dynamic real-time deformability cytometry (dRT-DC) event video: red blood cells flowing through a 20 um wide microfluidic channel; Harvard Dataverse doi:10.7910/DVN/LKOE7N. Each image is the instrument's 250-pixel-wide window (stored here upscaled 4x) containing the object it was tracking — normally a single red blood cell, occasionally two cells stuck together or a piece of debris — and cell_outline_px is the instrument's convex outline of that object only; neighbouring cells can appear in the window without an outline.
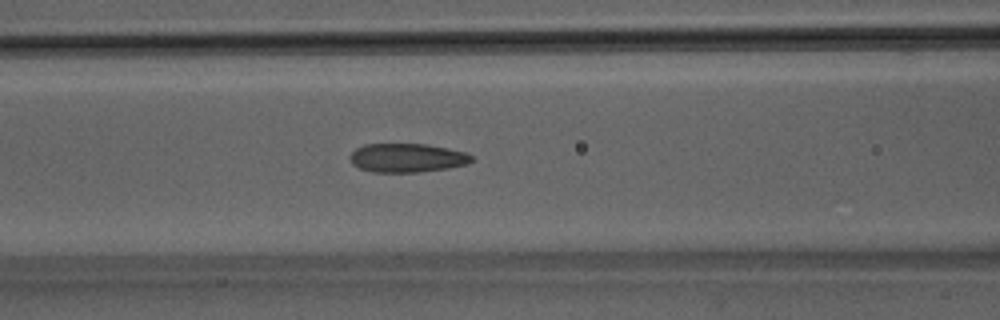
{"species": "Egyptian fruit bat (a non-hibernating species)", "species_latin": "Rousettus aegyptiacus", "temperature_condition": "room temperature", "stored_images_in_passage": 48, "camera_frame_rate_fps": 3000, "um_per_image_px": 0.085, "animal": {"sex": "male"}, "frame": {"image": 1, "passage_image": 21, "time_ms": 6.667, "image_size_px": [1000, 320], "cell_outline_px": [[472, 160], [468, 164], [448, 168], [420, 172], [372, 172], [360, 168], [352, 164], [348, 156], [356, 148], [364, 144], [428, 144], [468, 152], [472, 156]], "centroid_in_image_um": [34.6, 13.41], "position_along_channel_um": 132.0, "area_um2": 20.63}}
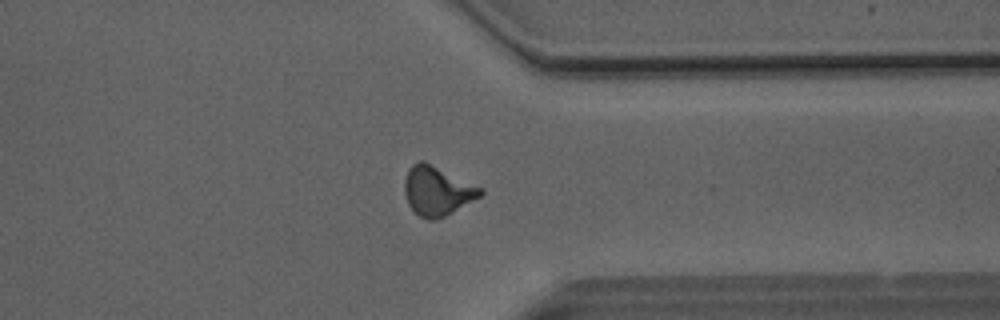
{"frame": {"image": 2, "passage_image": 39, "time_ms": 12.667, "image_size_px": [1000, 320], "cell_outline_px": [[484, 192], [480, 196], [452, 212], [436, 220], [428, 220], [420, 216], [408, 204], [404, 192], [404, 180], [408, 168], [412, 164], [420, 160], [424, 160], [484, 188]], "centroid_in_image_um": [37.15, 16.2], "position_along_channel_um": 374.2, "area_um2": 21.85}}
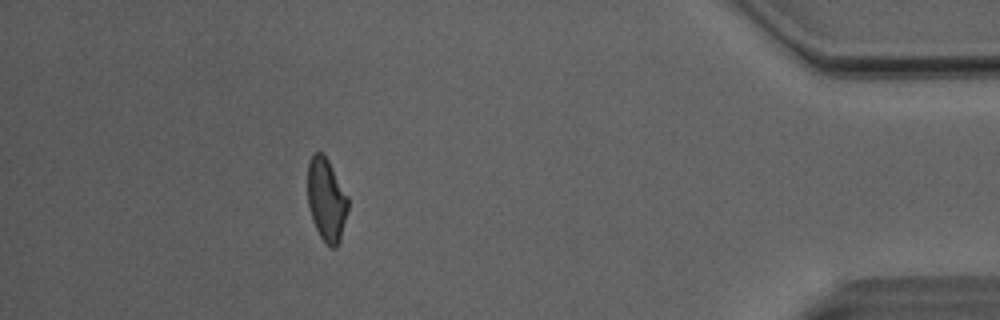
{"frame": {"image": 3, "passage_image": 45, "time_ms": 14.667, "image_size_px": [1000, 320], "cell_outline_px": [[348, 208], [340, 240], [336, 248], [332, 248], [324, 244], [312, 220], [308, 204], [308, 160], [312, 152], [320, 152], [328, 160], [348, 196]], "centroid_in_image_um": [27.74, 16.99], "position_along_channel_um": 407.5, "area_um2": 19.59}, "authors_computed_cell_mechanics": {"area_um2": 20.9236, "velocity_mm_per_s": 4.091, "shape_relaxation_time_tau1_ms": 5.3817, "shape_relaxation_time_tau2_ms": 1.649, "deformation_change_tau1": 0.1367, "deformation_change_tau2": 0.0843}}